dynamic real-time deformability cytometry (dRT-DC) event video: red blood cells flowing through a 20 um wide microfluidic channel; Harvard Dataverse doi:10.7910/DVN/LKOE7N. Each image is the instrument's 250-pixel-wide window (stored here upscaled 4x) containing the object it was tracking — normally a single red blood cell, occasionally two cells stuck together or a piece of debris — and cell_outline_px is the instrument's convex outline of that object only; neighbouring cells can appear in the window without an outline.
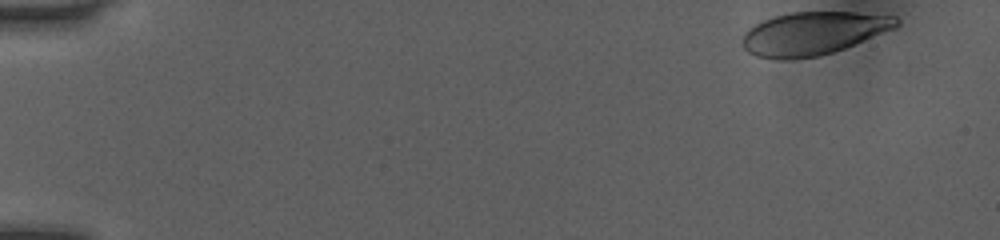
{"species": "human", "species_latin": "Homo sapiens", "temperature_condition": "room temperature", "stored_images_in_passage": 32, "camera_frame_rate_fps": 3000, "um_per_image_px": 0.085, "donor": {"sex": "female"}, "frame": {"image": 1, "passage_image": 1, "time_ms": 0.0, "image_size_px": [1000, 240], "cell_outline_px": [[900, 24], [896, 28], [844, 48], [832, 52], [816, 56], [788, 60], [780, 60], [756, 56], [748, 52], [744, 48], [740, 40], [744, 32], [748, 28], [764, 20], [776, 16], [792, 12], [856, 12], [896, 16], [900, 20]], "centroid_in_image_um": [69.11, 2.84], "position_along_channel_um": 15.9, "area_um2": 38.73}}
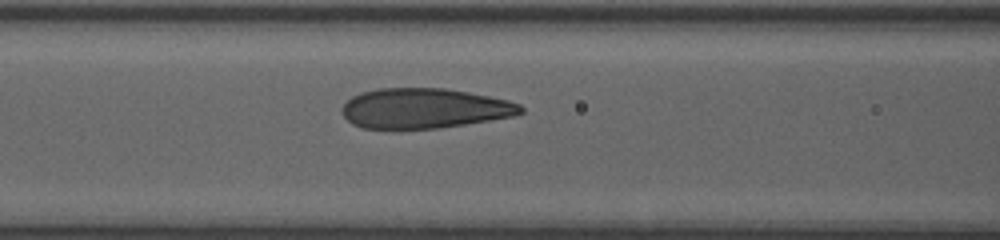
{"frame": {"image": 2, "passage_image": 17, "time_ms": 5.333, "image_size_px": [1000, 240], "cell_outline_px": [[524, 112], [512, 116], [464, 124], [436, 128], [364, 128], [352, 124], [344, 116], [340, 108], [352, 96], [360, 92], [380, 88], [444, 88], [468, 92], [508, 100], [520, 104], [524, 108]], "centroid_in_image_um": [36.04, 9.2], "position_along_channel_um": 130.6, "area_um2": 41.44}}
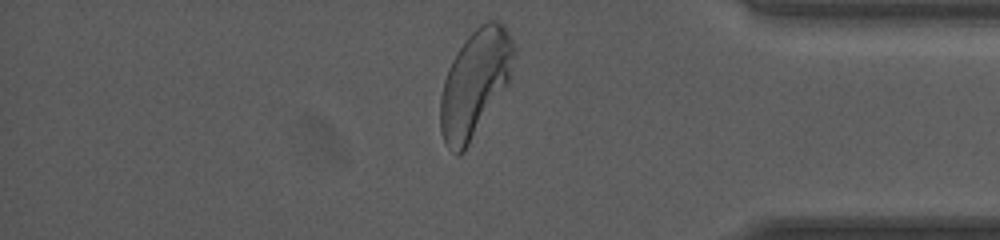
{"frame": {"image": 3, "passage_image": 32, "time_ms": 10.333, "image_size_px": [1000, 240], "cell_outline_px": [[516, 52], [508, 84], [464, 152], [456, 156], [444, 144], [440, 132], [440, 96], [444, 80], [452, 60], [468, 36], [480, 24], [488, 20], [496, 20], [504, 24], [516, 48]], "centroid_in_image_um": [40.37, 7.09], "position_along_channel_um": 394.8, "area_um2": 45.78}}